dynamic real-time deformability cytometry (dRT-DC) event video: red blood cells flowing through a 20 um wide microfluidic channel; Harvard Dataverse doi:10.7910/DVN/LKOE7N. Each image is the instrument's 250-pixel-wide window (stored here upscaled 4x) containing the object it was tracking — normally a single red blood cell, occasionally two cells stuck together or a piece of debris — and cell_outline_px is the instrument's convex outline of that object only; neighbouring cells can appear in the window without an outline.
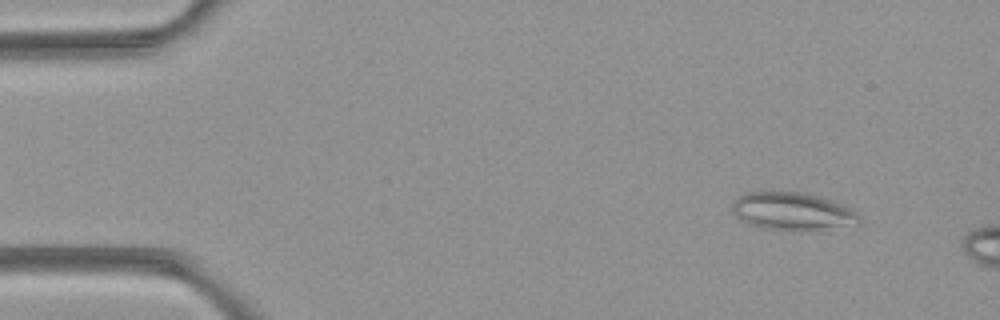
{"species": "common noctule bat (a hibernating species)", "species_latin": "Nyctalus noctula", "temperature_condition": "room temperature", "stored_images_in_passage": 4, "camera_frame_rate_fps": 3000, "um_per_image_px": 0.085, "animal": {"sex": "female", "body_mass_g": 21.9}, "frame": {"image": 1, "passage_image": 1, "time_ms": 0.0, "image_size_px": [1000, 320], "cell_outline_px": [[856, 224], [816, 228], [768, 228], [752, 224], [736, 216], [732, 208], [732, 204], [740, 196], [748, 192], [800, 192], [820, 196], [832, 200], [848, 208], [856, 216]], "centroid_in_image_um": [67.27, 17.9], "position_along_channel_um": 17.7, "area_um2": 26.13}}